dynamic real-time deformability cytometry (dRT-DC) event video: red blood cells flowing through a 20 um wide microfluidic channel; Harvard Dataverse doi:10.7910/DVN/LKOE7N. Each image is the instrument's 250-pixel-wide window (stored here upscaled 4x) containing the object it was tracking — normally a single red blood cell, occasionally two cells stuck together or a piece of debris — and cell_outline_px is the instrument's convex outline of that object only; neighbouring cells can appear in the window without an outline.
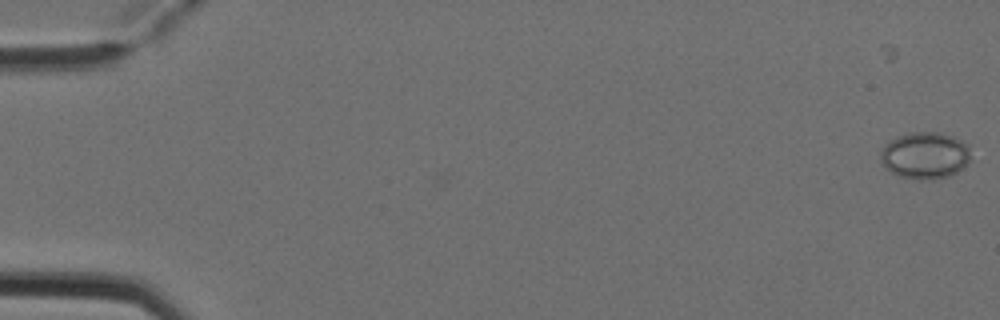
{"species": "Egyptian fruit bat (a non-hibernating species)", "species_latin": "Rousettus aegyptiacus", "temperature_condition": "cold", "stored_images_in_passage": 7, "camera_frame_rate_fps": 3000, "um_per_image_px": 0.085, "animal": {"sex": "female"}, "frame": {"image": 1, "passage_image": 2, "time_ms": 0.333, "image_size_px": [1000, 320], "cell_outline_px": [[972, 160], [964, 168], [948, 176], [932, 180], [916, 180], [900, 176], [884, 168], [880, 160], [880, 152], [884, 144], [900, 136], [912, 132], [940, 132], [952, 136], [968, 144]], "centroid_in_image_um": [78.64, 13.23], "position_along_channel_um": 6.4, "area_um2": 24.97}}